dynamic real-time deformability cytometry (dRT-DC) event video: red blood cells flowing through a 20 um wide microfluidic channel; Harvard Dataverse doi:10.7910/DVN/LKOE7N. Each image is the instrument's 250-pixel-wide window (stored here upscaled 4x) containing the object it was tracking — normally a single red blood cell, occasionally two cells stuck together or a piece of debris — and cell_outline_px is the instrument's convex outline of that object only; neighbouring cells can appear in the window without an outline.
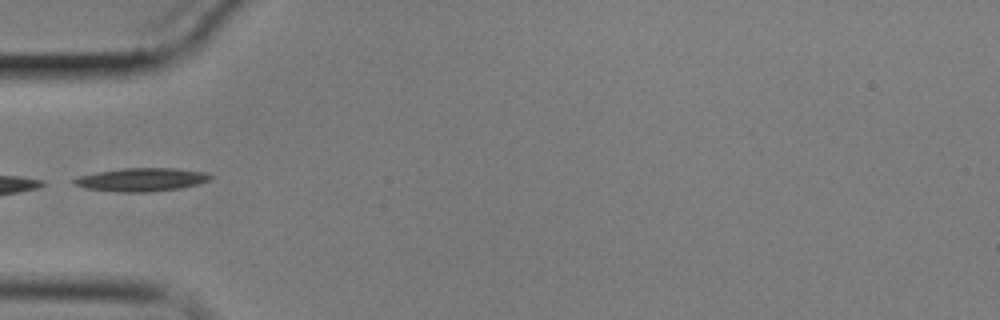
{"species": "common noctule bat (a hibernating species)", "species_latin": "Nyctalus noctula", "temperature_condition": "cold", "stored_images_in_passage": 37, "camera_frame_rate_fps": 3000, "um_per_image_px": 0.085, "animal": {"sex": "male", "body_mass_g": 17.9}, "frame": {"image": 1, "passage_image": 1, "time_ms": 0.0, "image_size_px": [1000, 320], "cell_outline_px": [[212, 176], [208, 180], [196, 184], [180, 188], [148, 192], [120, 192], [84, 188], [72, 184], [68, 180], [76, 176], [96, 172], [124, 168], [176, 168], [204, 172]], "centroid_in_image_um": [11.91, 15.26], "position_along_channel_um": 73.1, "area_um2": 18.61}}